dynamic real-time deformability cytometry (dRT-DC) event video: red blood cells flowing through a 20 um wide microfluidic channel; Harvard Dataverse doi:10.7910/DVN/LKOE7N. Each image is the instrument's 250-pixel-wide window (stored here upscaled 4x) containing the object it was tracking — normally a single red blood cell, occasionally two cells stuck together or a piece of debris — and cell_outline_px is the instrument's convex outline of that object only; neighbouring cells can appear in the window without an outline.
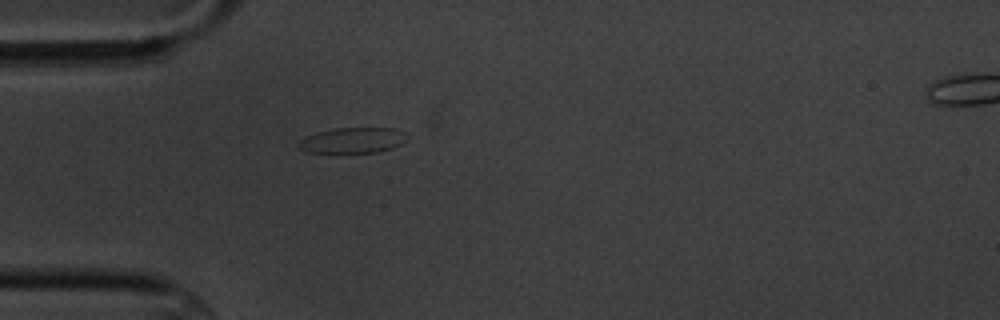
{"species": "common noctule bat (a hibernating species)", "species_latin": "Nyctalus noctula", "temperature_condition": "cold", "stored_images_in_passage": 1, "camera_frame_rate_fps": 3000, "um_per_image_px": 0.085, "animal": {"sex": "male", "body_mass_g": 20.1, "forearm_length_mm": 53.5}, "frame": {"image": 1, "passage_image": 1, "time_ms": 0.0, "image_size_px": [1000, 320], "cell_outline_px": [[408, 140], [392, 148], [376, 152], [308, 152], [300, 148], [296, 144], [304, 136], [316, 132], [336, 128], [396, 128], [404, 132]], "centroid_in_image_um": [29.97, 11.91], "position_along_channel_um": 55.0, "area_um2": 16.13}}